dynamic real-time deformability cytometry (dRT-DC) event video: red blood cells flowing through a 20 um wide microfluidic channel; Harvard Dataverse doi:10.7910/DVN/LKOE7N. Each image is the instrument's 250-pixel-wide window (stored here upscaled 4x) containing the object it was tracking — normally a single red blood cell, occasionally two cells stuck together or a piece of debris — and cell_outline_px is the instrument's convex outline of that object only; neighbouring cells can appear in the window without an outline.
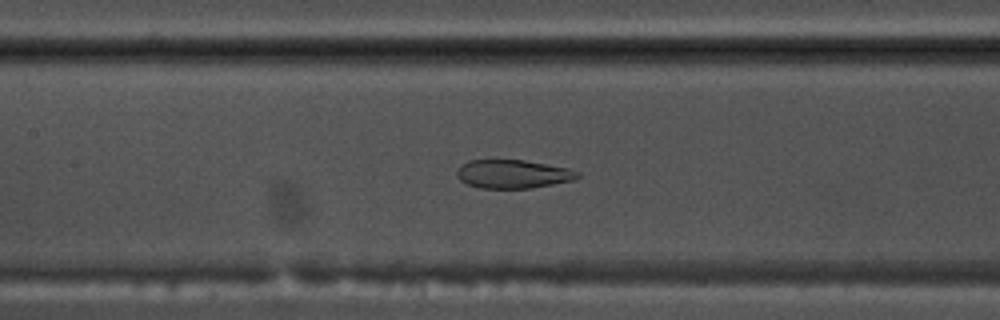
{"species": "common noctule bat (a hibernating species)", "species_latin": "Nyctalus noctula", "temperature_condition": "warm", "stored_images_in_passage": 42, "camera_frame_rate_fps": 3000, "um_per_image_px": 0.085, "animal": {"sex": "male", "body_mass_g": 17.5, "forearm_length_mm": 52.3}, "frame": {"image": 1, "passage_image": 13, "time_ms": 4.0, "image_size_px": [1000, 320], "cell_outline_px": [[580, 176], [572, 180], [532, 188], [480, 188], [468, 184], [460, 180], [456, 172], [468, 160], [524, 160], [568, 168], [580, 172]], "centroid_in_image_um": [43.62, 14.79], "position_along_channel_um": 163.8, "area_um2": 19.83}}
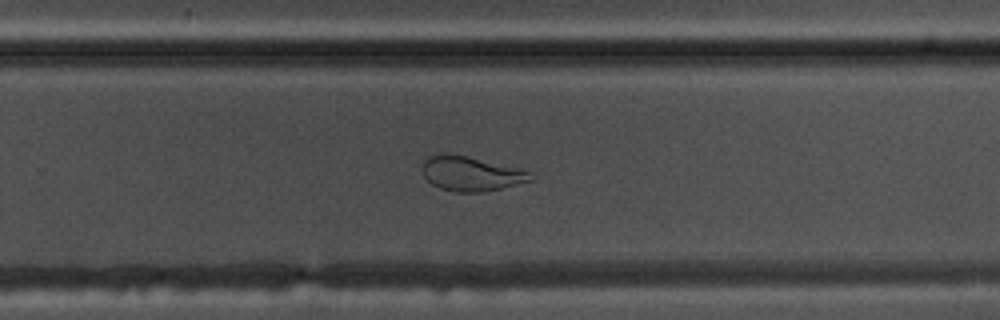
{"frame": {"image": 2, "passage_image": 23, "time_ms": 7.333, "image_size_px": [1000, 320], "cell_outline_px": [[532, 180], [500, 188], [480, 192], [452, 192], [440, 188], [432, 184], [424, 176], [424, 160], [428, 156], [444, 152], [464, 156], [516, 168], [528, 172]], "centroid_in_image_um": [39.95, 14.77], "position_along_channel_um": 289.8, "area_um2": 21.15}}
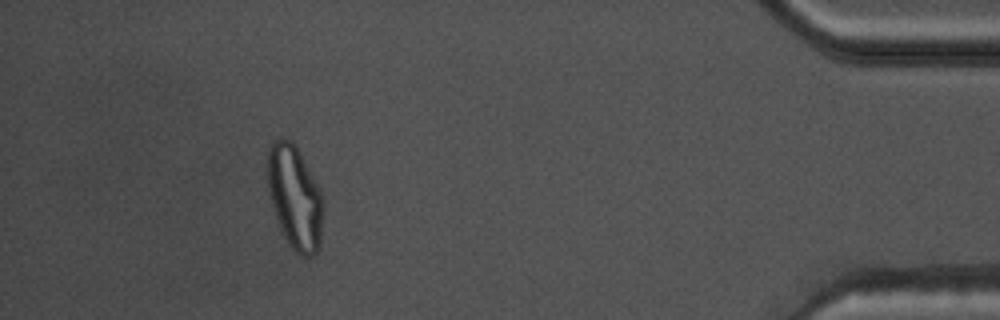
{"frame": {"image": 3, "passage_image": 37, "time_ms": 12.0, "image_size_px": [1000, 320], "cell_outline_px": [[324, 204], [320, 244], [316, 252], [312, 256], [300, 256], [288, 244], [284, 236], [276, 216], [272, 204], [268, 188], [268, 152], [272, 144], [276, 140], [292, 140], [320, 192], [324, 200]], "centroid_in_image_um": [25.08, 16.85], "position_along_channel_um": 410.1, "area_um2": 32.77}, "authors_computed_cell_mechanics": {"area_um2": 26.3279, "velocity_mm_per_s": 3.7966, "shape_relaxation_time_tau1_ms": null, "shape_relaxation_time_tau2_ms": 1.3554, "deformation_change_tau1": null, "deformation_change_tau2": 0.0759}}